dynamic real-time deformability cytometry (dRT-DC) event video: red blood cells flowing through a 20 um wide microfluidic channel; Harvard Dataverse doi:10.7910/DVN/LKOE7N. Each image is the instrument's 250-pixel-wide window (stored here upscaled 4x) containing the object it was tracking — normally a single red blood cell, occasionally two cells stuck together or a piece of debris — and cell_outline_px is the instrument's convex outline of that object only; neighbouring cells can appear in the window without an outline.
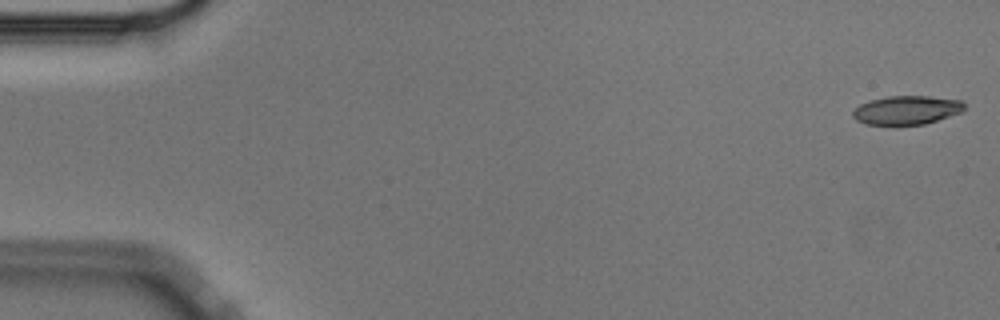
{"species": "Egyptian fruit bat (a non-hibernating species)", "species_latin": "Rousettus aegyptiacus", "temperature_condition": "cold", "stored_images_in_passage": 56, "camera_frame_rate_fps": 3000, "um_per_image_px": 0.085, "animal": {"sex": "male"}, "frame": {"image": 1, "passage_image": 1, "time_ms": 0.0, "image_size_px": [1000, 320], "cell_outline_px": [[964, 108], [960, 112], [924, 124], [864, 124], [856, 120], [852, 116], [852, 112], [860, 104], [868, 100], [888, 96], [928, 96], [960, 100], [964, 104]], "centroid_in_image_um": [77.01, 9.34], "position_along_channel_um": 8.0, "area_um2": 18.44}}
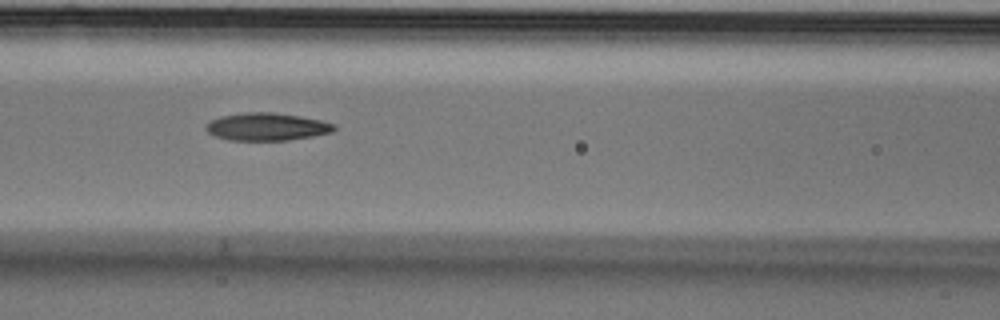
{"frame": {"image": 2, "passage_image": 24, "time_ms": 7.667, "image_size_px": [1000, 320], "cell_outline_px": [[336, 128], [332, 132], [312, 136], [288, 140], [228, 140], [216, 136], [208, 132], [204, 128], [204, 124], [220, 116], [244, 112], [272, 112], [300, 116], [324, 120], [336, 124]], "centroid_in_image_um": [22.68, 10.76], "position_along_channel_um": 143.9, "area_um2": 20.81}}
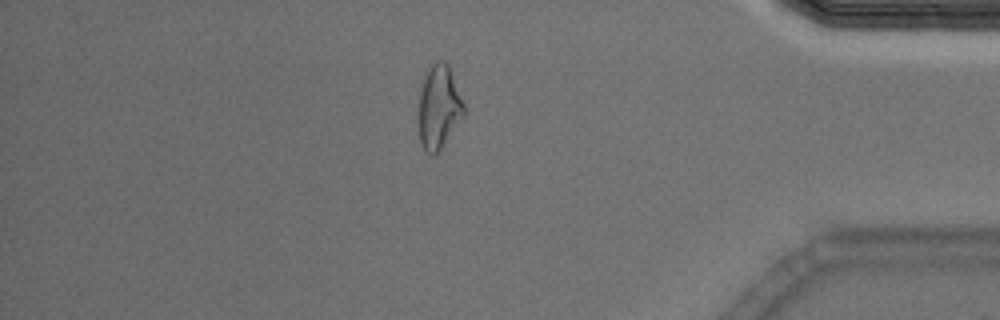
{"frame": {"image": 3, "passage_image": 48, "time_ms": 15.667, "image_size_px": [1000, 320], "cell_outline_px": [[464, 116], [436, 156], [432, 156], [420, 144], [420, 92], [424, 80], [432, 64], [436, 60], [444, 60], [448, 64], [464, 104]], "centroid_in_image_um": [37.33, 9.14], "position_along_channel_um": 397.9, "area_um2": 21.62}, "authors_computed_cell_mechanics": {"area_um2": 20.5768, "velocity_mm_per_s": 3.5714, "shape_relaxation_time_tau1_ms": 6.9772, "shape_relaxation_time_tau2_ms": 3.8746, "deformation_change_tau1": 0.2018, "deformation_change_tau2": 0.112}}